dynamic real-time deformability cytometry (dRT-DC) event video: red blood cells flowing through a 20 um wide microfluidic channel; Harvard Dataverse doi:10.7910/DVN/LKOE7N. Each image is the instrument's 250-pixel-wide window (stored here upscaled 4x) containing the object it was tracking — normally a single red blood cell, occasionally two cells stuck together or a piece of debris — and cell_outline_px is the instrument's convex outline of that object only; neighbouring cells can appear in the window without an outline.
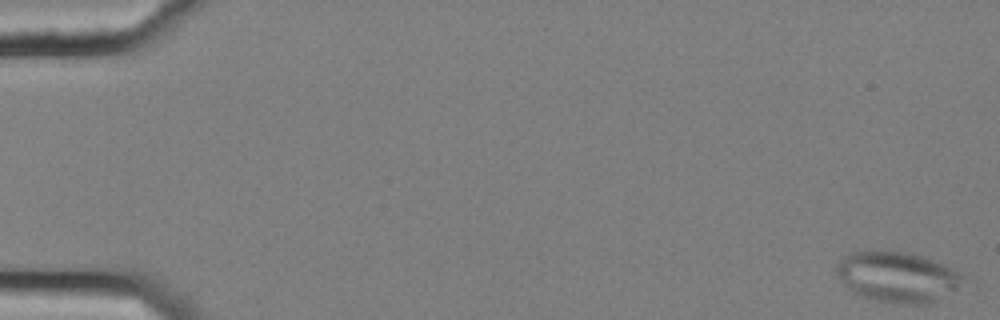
{"species": "common noctule bat (a hibernating species)", "species_latin": "Nyctalus noctula", "temperature_condition": "cold", "stored_images_in_passage": 56, "camera_frame_rate_fps": 3000, "um_per_image_px": 0.085, "animal": {"sex": "female", "body_mass_g": 25.1}, "frame": {"image": 1, "passage_image": 1, "time_ms": 0.0, "image_size_px": [1000, 320], "cell_outline_px": [[968, 280], [956, 292], [936, 300], [924, 304], [908, 304], [876, 300], [852, 292], [836, 276], [836, 264], [844, 256], [852, 252], [908, 252], [932, 260], [952, 268], [968, 276]], "centroid_in_image_um": [76.35, 23.56], "position_along_channel_um": 8.6, "area_um2": 37.22}}
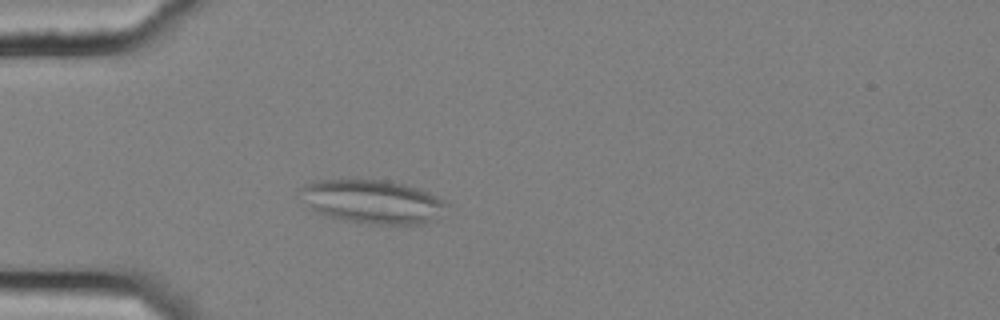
{"frame": {"image": 2, "passage_image": 17, "time_ms": 5.333, "image_size_px": [1000, 320], "cell_outline_px": [[448, 204], [432, 220], [424, 224], [372, 224], [348, 220], [316, 212], [300, 200], [300, 188], [312, 180], [384, 180], [404, 184], [420, 188], [444, 200]], "centroid_in_image_um": [31.62, 17.12], "position_along_channel_um": 53.4, "area_um2": 36.88}}